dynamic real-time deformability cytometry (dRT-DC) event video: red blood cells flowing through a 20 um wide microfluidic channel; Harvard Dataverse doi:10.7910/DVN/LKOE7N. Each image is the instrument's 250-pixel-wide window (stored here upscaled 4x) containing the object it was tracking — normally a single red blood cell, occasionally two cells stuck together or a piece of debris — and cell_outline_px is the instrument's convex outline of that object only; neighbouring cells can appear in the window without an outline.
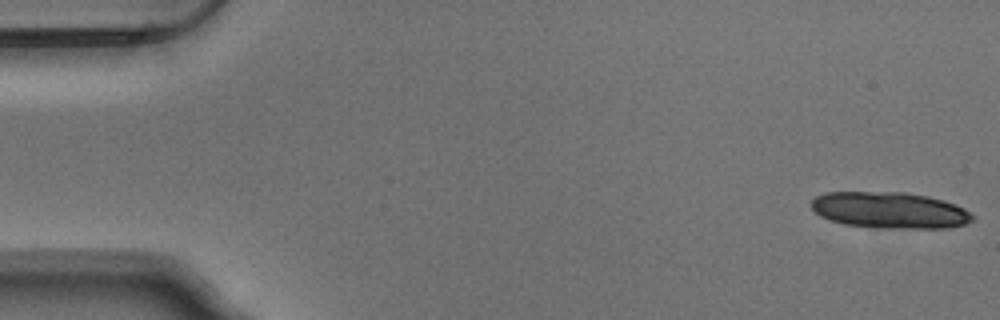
{"species": "Egyptian fruit bat (a non-hibernating species)", "species_latin": "Rousettus aegyptiacus", "temperature_condition": "warm", "stored_images_in_passage": 15, "camera_frame_rate_fps": 3000, "um_per_image_px": 0.085, "animal": {"sex": "male"}, "frame": {"image": 1, "passage_image": 1, "time_ms": 0.0, "image_size_px": [1000, 320], "cell_outline_px": [[972, 220], [964, 224], [948, 228], [880, 228], [844, 224], [828, 220], [820, 216], [812, 208], [812, 200], [816, 196], [824, 192], [904, 192], [928, 196], [944, 200], [956, 204], [964, 208], [972, 216]], "centroid_in_image_um": [75.6, 17.86], "position_along_channel_um": 9.4, "area_um2": 34.16}}